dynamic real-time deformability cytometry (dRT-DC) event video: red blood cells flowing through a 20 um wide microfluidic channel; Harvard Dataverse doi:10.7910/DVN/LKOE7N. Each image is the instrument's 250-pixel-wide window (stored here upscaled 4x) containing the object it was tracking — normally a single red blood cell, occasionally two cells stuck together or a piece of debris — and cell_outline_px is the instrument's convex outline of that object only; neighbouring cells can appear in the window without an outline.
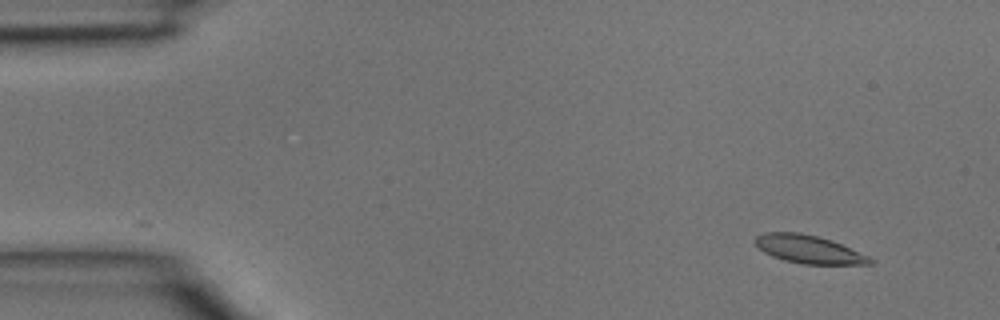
{"species": "common noctule bat (a hibernating species)", "species_latin": "Nyctalus noctula", "temperature_condition": "room temperature", "stored_images_in_passage": 5, "segment_of_instrument_passage": [2, 2], "camera_frame_rate_fps": 3000, "um_per_image_px": 0.085, "animal": {"sex": "male", "body_mass_g": 15.6}, "frame": {"image": 1, "passage_image": 5, "time_ms": 1.333, "image_size_px": [1000, 320], "cell_outline_px": [[876, 260], [872, 264], [804, 264], [784, 260], [772, 256], [764, 252], [752, 240], [756, 236], [764, 232], [800, 232], [832, 240], [868, 256]], "centroid_in_image_um": [68.73, 21.18], "position_along_channel_um": 16.3, "area_um2": 18.79}}